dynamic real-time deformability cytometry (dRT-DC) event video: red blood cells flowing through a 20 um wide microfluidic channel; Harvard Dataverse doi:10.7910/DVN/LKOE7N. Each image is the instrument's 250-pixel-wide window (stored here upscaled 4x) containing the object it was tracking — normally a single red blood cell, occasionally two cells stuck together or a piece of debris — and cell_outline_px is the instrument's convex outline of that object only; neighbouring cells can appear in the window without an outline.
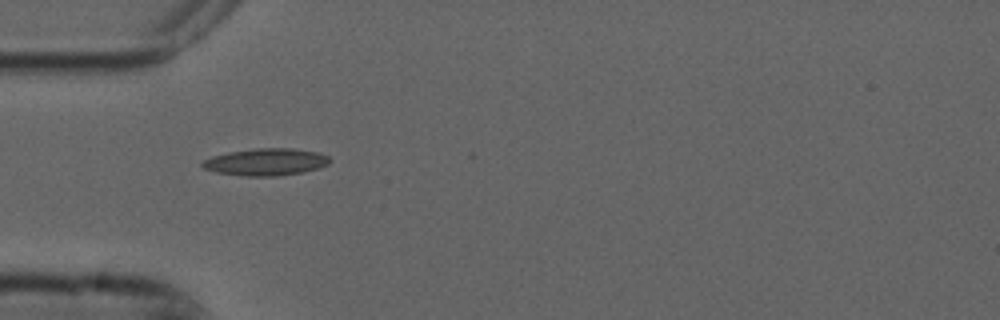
{"species": "common noctule bat (a hibernating species)", "species_latin": "Nyctalus noctula", "temperature_condition": "cold", "stored_images_in_passage": 4, "camera_frame_rate_fps": 3000, "um_per_image_px": 0.085, "animal": {"sex": "male", "forearm_length_mm": 52.5}, "frame": {"image": 1, "passage_image": 1, "time_ms": 0.0, "image_size_px": [1000, 320], "cell_outline_px": [[332, 160], [328, 164], [320, 168], [304, 172], [276, 176], [248, 176], [216, 172], [204, 168], [200, 164], [204, 160], [212, 156], [228, 152], [256, 148], [292, 148], [320, 152], [328, 156]], "centroid_in_image_um": [22.65, 13.76], "position_along_channel_um": 62.4, "area_um2": 20.23}}
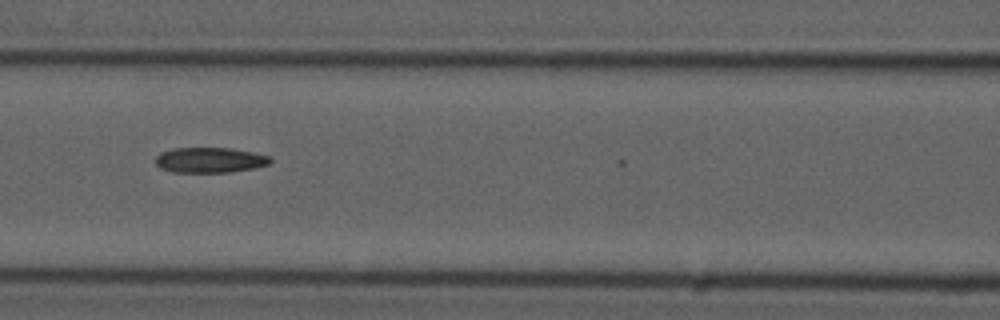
{"frame": {"image": 2, "passage_image": 3, "time_ms": 0.667, "image_size_px": [1000, 320], "cell_outline_px": [[272, 160], [268, 164], [252, 168], [228, 172], [172, 172], [160, 168], [156, 164], [156, 156], [160, 152], [172, 148], [232, 148], [252, 152], [268, 156]], "centroid_in_image_um": [17.79, 13.6], "position_along_channel_um": 148.8, "area_um2": 16.82}}
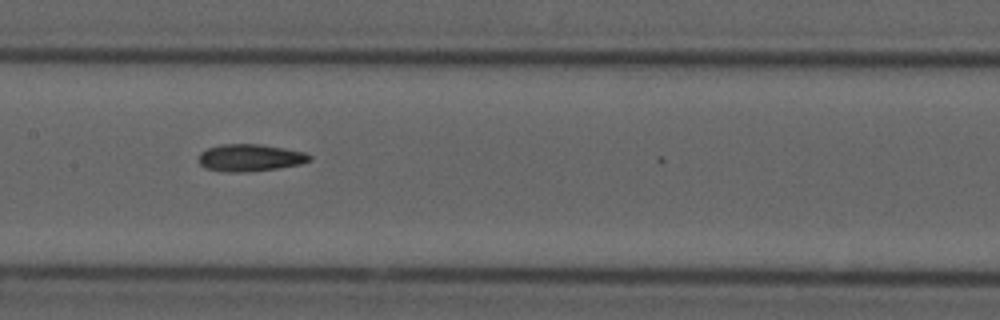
{"frame": {"image": 3, "passage_image": 4, "time_ms": 1.0, "image_size_px": [1000, 320], "cell_outline_px": [[312, 160], [300, 164], [276, 168], [244, 172], [228, 172], [204, 168], [196, 160], [200, 152], [208, 148], [220, 144], [260, 144], [284, 148], [304, 152], [312, 156]], "centroid_in_image_um": [21.21, 13.4], "position_along_channel_um": 186.2, "area_um2": 17.63}}